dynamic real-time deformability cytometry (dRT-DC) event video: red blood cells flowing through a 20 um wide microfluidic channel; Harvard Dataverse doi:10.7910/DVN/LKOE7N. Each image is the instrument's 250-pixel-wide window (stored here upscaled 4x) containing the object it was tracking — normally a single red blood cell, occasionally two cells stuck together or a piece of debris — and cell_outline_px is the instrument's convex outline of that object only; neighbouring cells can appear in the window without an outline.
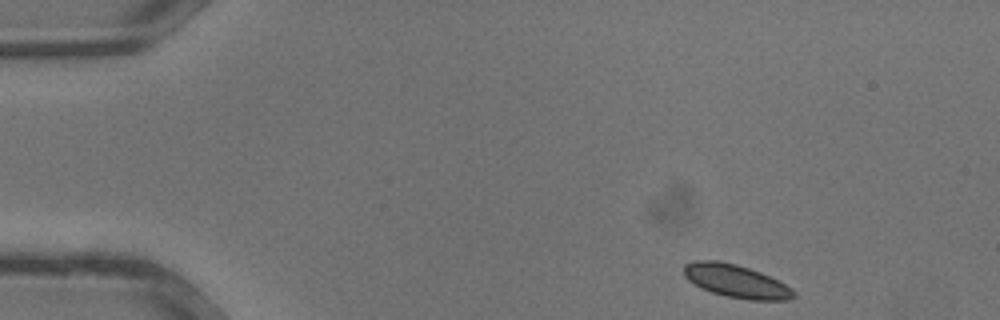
{"species": "common noctule bat (a hibernating species)", "species_latin": "Nyctalus noctula", "temperature_condition": "warm", "stored_images_in_passage": 32, "camera_frame_rate_fps": 3000, "um_per_image_px": 0.085, "animal": {"sex": "male", "body_mass_g": 13.3}, "frame": {"image": 1, "passage_image": 1, "time_ms": 0.0, "image_size_px": [1000, 320], "cell_outline_px": [[796, 296], [788, 300], [748, 300], [728, 296], [712, 292], [700, 288], [688, 280], [684, 276], [684, 264], [692, 260], [720, 260], [736, 264], [760, 272], [792, 288], [796, 292]], "centroid_in_image_um": [62.54, 23.89], "position_along_channel_um": 22.5, "area_um2": 21.15}}
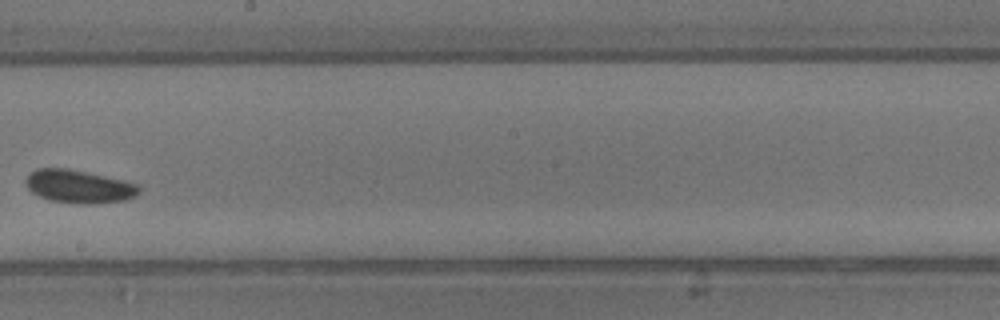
{"frame": {"image": 2, "passage_image": 17, "time_ms": 5.333, "image_size_px": [1000, 320], "cell_outline_px": [[140, 192], [136, 196], [124, 200], [92, 204], [80, 204], [52, 200], [40, 196], [32, 192], [28, 188], [24, 180], [36, 168], [68, 168], [124, 180], [136, 184], [140, 188]], "centroid_in_image_um": [6.72, 15.85], "position_along_channel_um": 241.5, "area_um2": 21.73}}
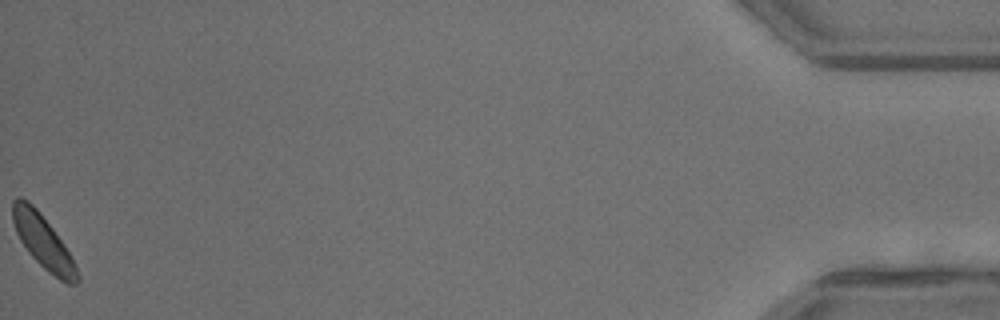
{"frame": {"image": 3, "passage_image": 32, "time_ms": 10.333, "image_size_px": [1000, 320], "cell_outline_px": [[80, 280], [76, 284], [68, 284], [60, 280], [48, 272], [28, 252], [20, 240], [16, 232], [12, 220], [12, 200], [16, 196], [20, 196], [28, 200], [36, 208], [52, 228], [64, 244], [76, 264], [80, 276]], "centroid_in_image_um": [3.66, 20.54], "position_along_channel_um": 431.5, "area_um2": 20.11}}